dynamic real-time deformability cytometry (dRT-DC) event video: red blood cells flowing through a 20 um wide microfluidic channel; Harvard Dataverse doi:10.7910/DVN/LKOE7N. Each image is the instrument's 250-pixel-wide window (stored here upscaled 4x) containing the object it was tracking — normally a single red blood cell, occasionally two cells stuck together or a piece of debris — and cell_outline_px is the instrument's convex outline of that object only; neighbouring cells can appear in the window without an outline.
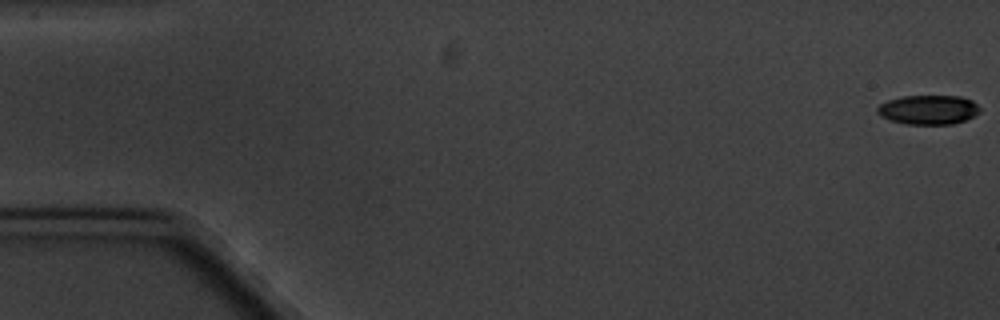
{"species": "common noctule bat (a hibernating species)", "species_latin": "Nyctalus noctula", "temperature_condition": "cold", "stored_images_in_passage": 5, "camera_frame_rate_fps": 3000, "um_per_image_px": 0.085, "animal": {"sex": "male", "body_mass_g": 20.1, "forearm_length_mm": 53.5}, "frame": {"image": 1, "passage_image": 1, "time_ms": 0.0, "image_size_px": [1000, 320], "cell_outline_px": [[980, 112], [964, 120], [952, 124], [904, 124], [880, 116], [876, 112], [876, 108], [880, 104], [888, 100], [900, 96], [960, 96], [972, 100], [980, 108]], "centroid_in_image_um": [78.89, 9.32], "position_along_channel_um": 6.1, "area_um2": 17.51}}
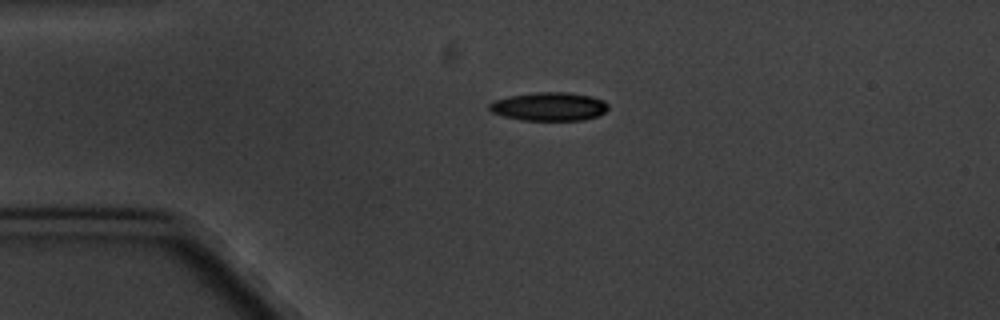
{"frame": {"image": 2, "passage_image": 4, "time_ms": 4.333, "image_size_px": [1000, 320], "cell_outline_px": [[608, 108], [600, 116], [584, 120], [524, 120], [504, 116], [492, 112], [488, 108], [488, 104], [496, 100], [508, 96], [536, 92], [568, 92], [592, 96], [604, 100], [608, 104]], "centroid_in_image_um": [46.71, 9.05], "position_along_channel_um": 38.3, "area_um2": 19.83}}